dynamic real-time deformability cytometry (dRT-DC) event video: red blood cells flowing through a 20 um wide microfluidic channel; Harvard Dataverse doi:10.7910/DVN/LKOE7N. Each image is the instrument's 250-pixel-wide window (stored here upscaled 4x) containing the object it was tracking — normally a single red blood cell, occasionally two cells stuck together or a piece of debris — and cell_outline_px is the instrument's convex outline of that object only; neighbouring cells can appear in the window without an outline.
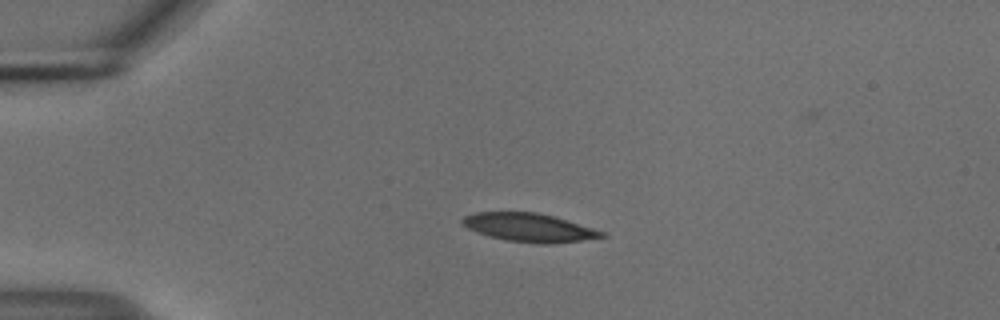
{"species": "common noctule bat (a hibernating species)", "species_latin": "Nyctalus noctula", "temperature_condition": "cold", "stored_images_in_passage": 42, "camera_frame_rate_fps": 3000, "um_per_image_px": 0.085, "animal": {"sex": "male", "body_mass_g": 18.8}, "frame": {"image": 1, "passage_image": 1, "time_ms": 0.0, "image_size_px": [1000, 320], "cell_outline_px": [[608, 236], [580, 240], [548, 244], [544, 244], [504, 240], [488, 236], [468, 228], [460, 224], [460, 220], [464, 216], [476, 212], [536, 212], [552, 216], [608, 232]], "centroid_in_image_um": [44.97, 19.34], "position_along_channel_um": 40.0, "area_um2": 23.06}}
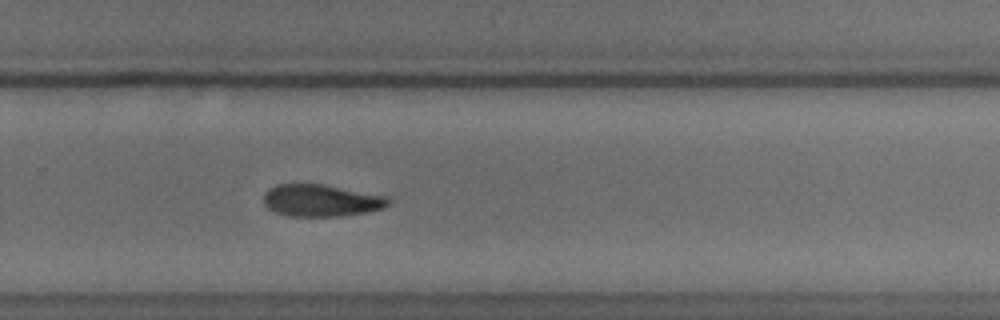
{"frame": {"image": 2, "passage_image": 25, "time_ms": 8.0, "image_size_px": [1000, 320], "cell_outline_px": [[392, 200], [384, 208], [364, 212], [340, 216], [288, 216], [276, 212], [268, 208], [264, 204], [264, 192], [268, 188], [276, 184], [320, 184], [388, 196]], "centroid_in_image_um": [27.28, 17.04], "position_along_channel_um": 302.5, "area_um2": 23.24}}
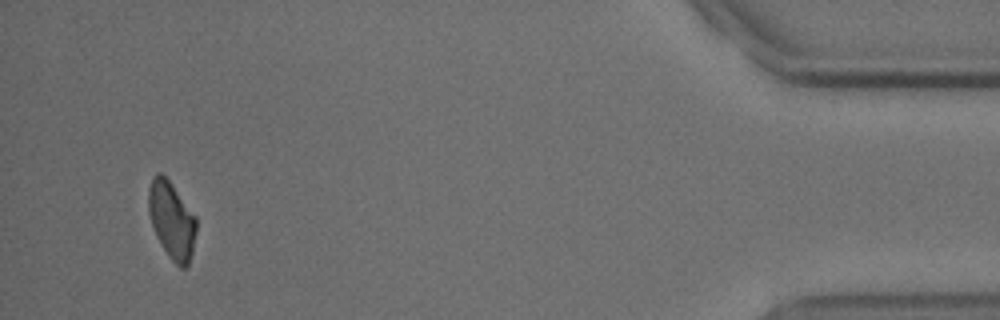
{"frame": {"image": 3, "passage_image": 40, "time_ms": 13.0, "image_size_px": [1000, 320], "cell_outline_px": [[196, 232], [192, 252], [188, 268], [180, 268], [168, 256], [156, 236], [148, 212], [148, 188], [152, 176], [156, 172], [160, 172], [168, 180], [196, 216]], "centroid_in_image_um": [14.58, 18.72], "position_along_channel_um": 420.6, "area_um2": 21.5}, "authors_computed_cell_mechanics": {"area_um2": 23.2356, "velocity_mm_per_s": 3.7213, "shape_relaxation_time_tau1_ms": 5.0404, "shape_relaxation_time_tau2_ms": null, "deformation_change_tau1": 0.1211, "deformation_change_tau2": null}}